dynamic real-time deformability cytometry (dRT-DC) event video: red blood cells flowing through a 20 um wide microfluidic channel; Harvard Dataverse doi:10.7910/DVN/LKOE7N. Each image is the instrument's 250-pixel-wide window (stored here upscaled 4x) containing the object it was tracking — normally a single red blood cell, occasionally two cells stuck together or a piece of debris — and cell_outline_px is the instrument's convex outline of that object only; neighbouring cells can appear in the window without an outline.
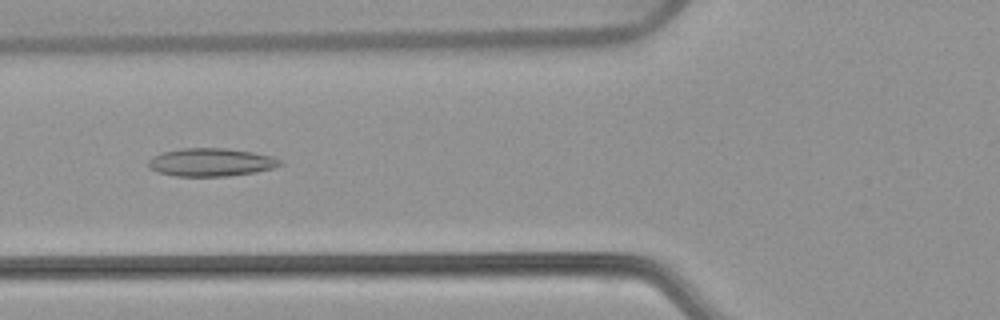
{"species": "common noctule bat (a hibernating species)", "species_latin": "Nyctalus noctula", "temperature_condition": "warm", "stored_images_in_passage": 52, "camera_frame_rate_fps": 3000, "um_per_image_px": 0.085, "animal": {"sex": "female", "body_mass_g": 22.7, "forearm_length_mm": 54.2}, "frame": {"image": 1, "passage_image": 19, "time_ms": 6.0, "image_size_px": [1000, 320], "cell_outline_px": [[284, 164], [272, 168], [256, 172], [228, 176], [176, 176], [160, 172], [148, 168], [148, 160], [152, 156], [164, 152], [180, 148], [228, 148], [252, 152], [272, 156], [280, 160]], "centroid_in_image_um": [17.93, 13.79], "position_along_channel_um": 107.9, "area_um2": 21.56}}
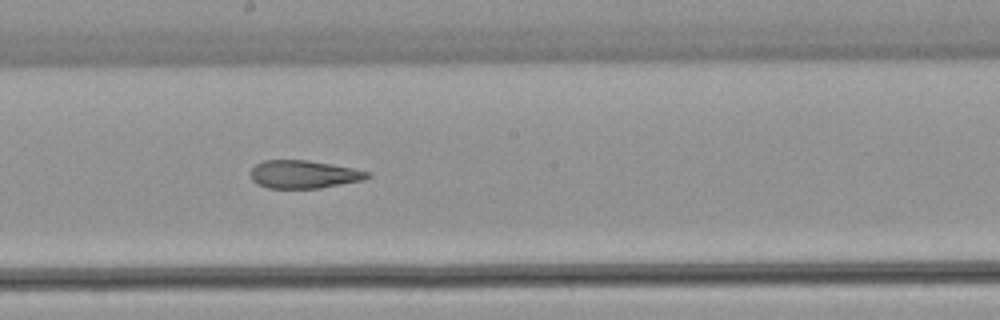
{"frame": {"image": 2, "passage_image": 28, "time_ms": 9.0, "image_size_px": [1000, 320], "cell_outline_px": [[372, 176], [364, 180], [320, 188], [268, 188], [256, 184], [252, 180], [252, 168], [256, 164], [264, 160], [308, 160], [332, 164], [372, 172]], "centroid_in_image_um": [25.86, 14.82], "position_along_channel_um": 222.3, "area_um2": 19.13}}
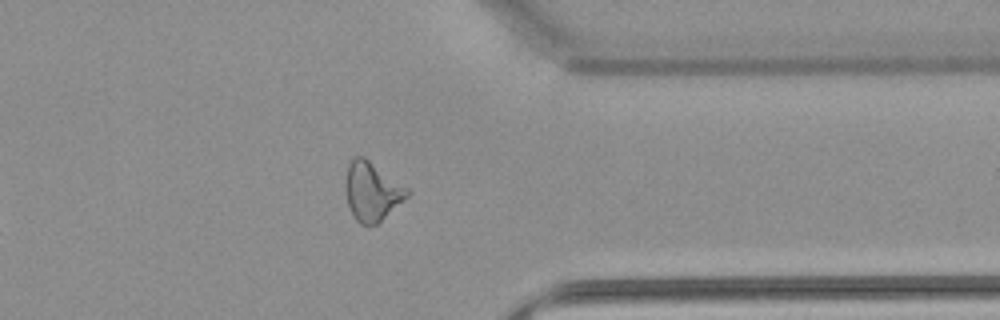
{"frame": {"image": 3, "passage_image": 41, "time_ms": 13.333, "image_size_px": [1000, 320], "cell_outline_px": [[412, 192], [404, 200], [376, 224], [368, 228], [360, 224], [352, 216], [348, 204], [344, 188], [344, 184], [348, 164], [352, 156], [364, 156], [408, 188]], "centroid_in_image_um": [31.58, 16.27], "position_along_channel_um": 379.8, "area_um2": 21.44}, "authors_computed_cell_mechanics": {"area_um2": 21.6172, "velocity_mm_per_s": 3.8208, "shape_relaxation_time_tau1_ms": null, "shape_relaxation_time_tau2_ms": 2.1127, "deformation_change_tau1": null, "deformation_change_tau2": 0.1133}}